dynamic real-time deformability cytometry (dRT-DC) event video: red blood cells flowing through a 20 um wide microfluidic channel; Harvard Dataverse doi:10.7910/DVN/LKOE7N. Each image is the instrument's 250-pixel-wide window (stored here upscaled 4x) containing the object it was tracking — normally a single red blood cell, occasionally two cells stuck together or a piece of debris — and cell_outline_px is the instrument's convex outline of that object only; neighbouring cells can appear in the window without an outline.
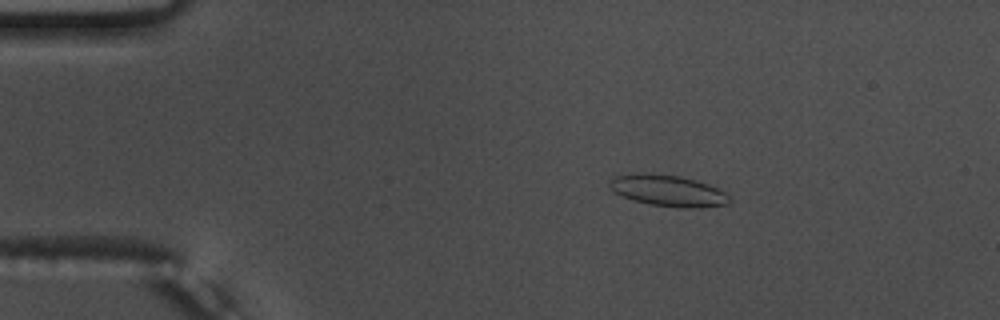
{"species": "common noctule bat (a hibernating species)", "species_latin": "Nyctalus noctula", "temperature_condition": "warm", "stored_images_in_passage": 52, "camera_frame_rate_fps": 3000, "um_per_image_px": 0.085, "animal": {"sex": "male", "body_mass_g": 17.5, "forearm_length_mm": 52.3}, "frame": {"image": 1, "passage_image": 8, "time_ms": 2.333, "image_size_px": [1000, 320], "cell_outline_px": [[728, 204], [700, 208], [680, 208], [652, 204], [632, 200], [612, 192], [608, 188], [608, 184], [616, 176], [640, 172], [644, 172], [680, 176], [708, 184], [724, 192], [728, 196]], "centroid_in_image_um": [56.73, 16.2], "position_along_channel_um": 28.3, "area_um2": 21.85}}
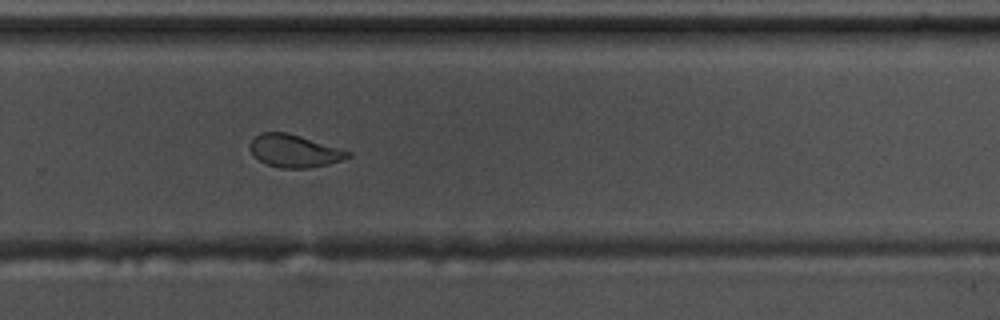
{"frame": {"image": 2, "passage_image": 35, "time_ms": 11.333, "image_size_px": [1000, 320], "cell_outline_px": [[352, 156], [328, 164], [308, 168], [280, 168], [268, 164], [252, 156], [248, 148], [248, 144], [260, 132], [284, 132], [352, 152]], "centroid_in_image_um": [24.96, 12.84], "position_along_channel_um": 304.8, "area_um2": 18.38}}
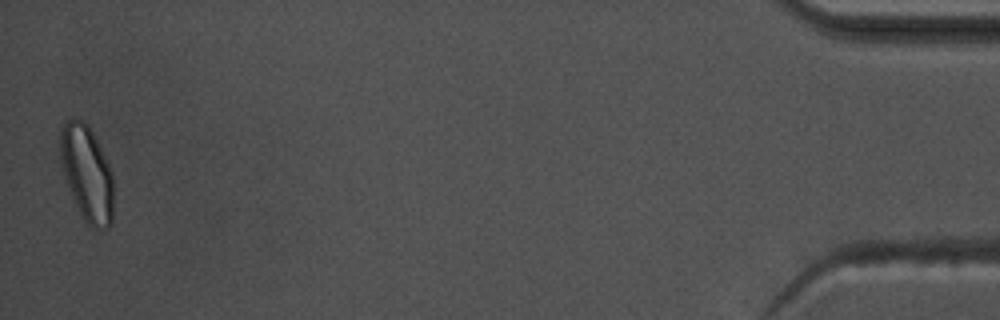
{"frame": {"image": 3, "passage_image": 52, "time_ms": 17.0, "image_size_px": [1000, 320], "cell_outline_px": [[112, 224], [108, 228], [92, 228], [84, 220], [72, 196], [64, 172], [60, 156], [60, 128], [72, 116], [84, 120], [88, 124], [112, 172]], "centroid_in_image_um": [7.38, 14.7], "position_along_channel_um": 427.8, "area_um2": 29.25}, "authors_computed_cell_mechanics": {"area_um2": 20.519, "velocity_mm_per_s": 3.7896, "shape_relaxation_time_tau1_ms": 9.2791, "shape_relaxation_time_tau2_ms": 1.5186, "deformation_change_tau1": 0.1802, "deformation_change_tau2": 0.071}}